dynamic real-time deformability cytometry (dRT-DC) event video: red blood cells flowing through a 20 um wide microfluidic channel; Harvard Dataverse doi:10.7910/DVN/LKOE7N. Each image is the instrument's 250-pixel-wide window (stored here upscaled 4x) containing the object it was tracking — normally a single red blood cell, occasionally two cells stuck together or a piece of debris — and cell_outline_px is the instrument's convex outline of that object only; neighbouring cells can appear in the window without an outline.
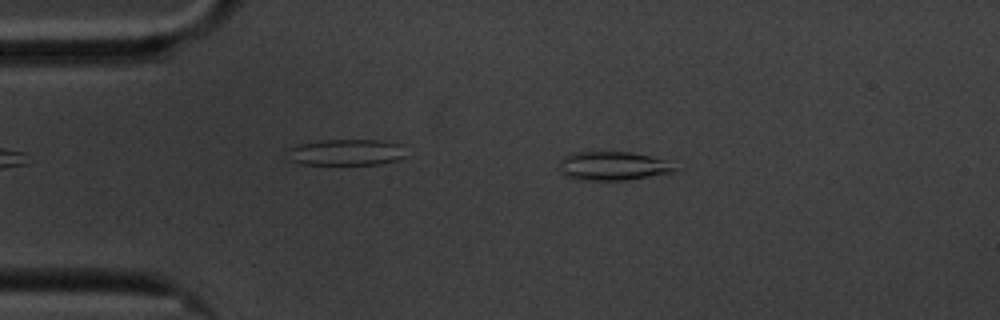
{"species": "common noctule bat (a hibernating species)", "species_latin": "Nyctalus noctula", "temperature_condition": "cold", "stored_images_in_passage": 54, "camera_frame_rate_fps": 3000, "um_per_image_px": 0.085, "animal": {"sex": "male", "body_mass_g": 20.1, "forearm_length_mm": 53.5}, "frame": {"image": 1, "passage_image": 7, "time_ms": 2.0, "image_size_px": [1000, 320], "cell_outline_px": [[680, 168], [676, 172], [624, 180], [580, 180], [568, 176], [560, 172], [560, 160], [564, 156], [572, 152], [628, 152], [648, 156], [664, 160]], "centroid_in_image_um": [52.1, 14.11], "position_along_channel_um": 32.9, "area_um2": 19.31}}
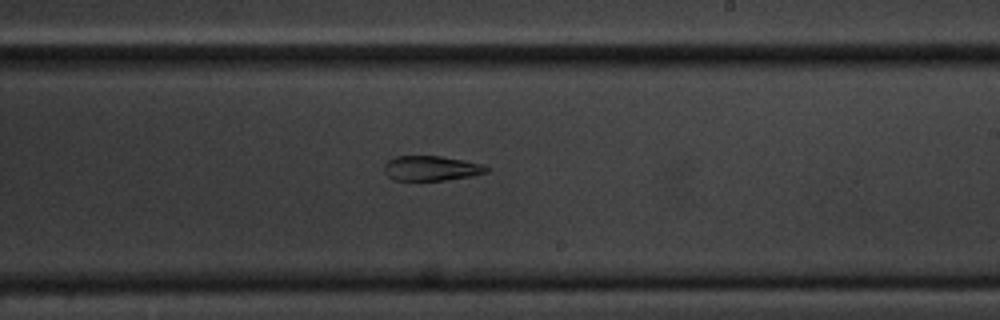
{"frame": {"image": 2, "passage_image": 30, "time_ms": 9.667, "image_size_px": [1000, 320], "cell_outline_px": [[492, 168], [488, 172], [472, 176], [444, 180], [392, 180], [384, 172], [384, 164], [388, 160], [396, 156], [440, 156], [480, 164]], "centroid_in_image_um": [36.64, 14.31], "position_along_channel_um": 252.4, "area_um2": 14.8}}
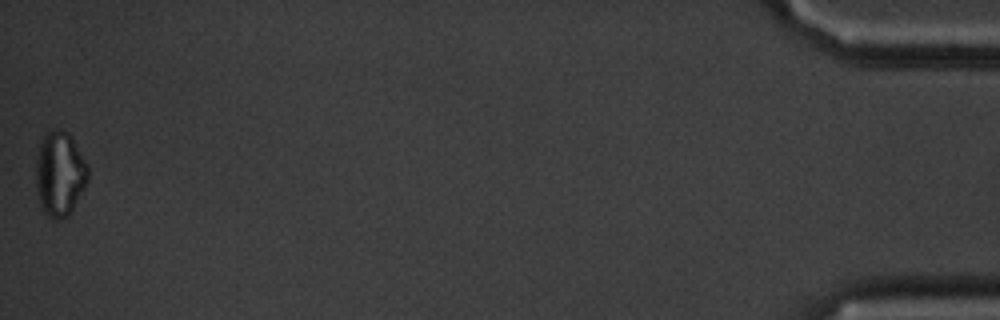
{"frame": {"image": 3, "passage_image": 54, "time_ms": 17.667, "image_size_px": [1000, 320], "cell_outline_px": [[88, 180], [84, 188], [68, 216], [60, 220], [52, 220], [40, 208], [36, 192], [36, 156], [40, 140], [48, 132], [60, 128], [68, 132], [72, 136], [88, 164]], "centroid_in_image_um": [5.07, 14.78], "position_along_channel_um": 430.1, "area_um2": 26.18}, "authors_computed_cell_mechanics": {"area_um2": 18.6405, "velocity_mm_per_s": 3.4126, "shape_relaxation_time_tau1_ms": null, "shape_relaxation_time_tau2_ms": 4.5062, "deformation_change_tau1": null, "deformation_change_tau2": 0.1142}}